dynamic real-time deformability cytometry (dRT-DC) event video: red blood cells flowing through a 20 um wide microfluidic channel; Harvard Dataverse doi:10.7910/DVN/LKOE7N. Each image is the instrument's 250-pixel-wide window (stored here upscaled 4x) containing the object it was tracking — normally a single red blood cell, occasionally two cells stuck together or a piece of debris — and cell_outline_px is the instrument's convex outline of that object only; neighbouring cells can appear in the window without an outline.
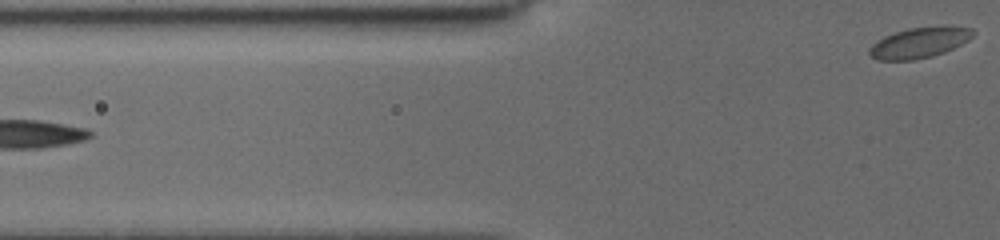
{"species": "common noctule bat (a hibernating species)", "species_latin": "Nyctalus noctula", "temperature_condition": "cold", "stored_images_in_passage": 10, "segment_of_instrument_passage": [2, 2], "camera_frame_rate_fps": 3000, "um_per_image_px": 0.085, "animal": {"sex": "female", "body_mass_g": 19.5, "forearm_length_mm": 54.1}, "frame": {"image": 1, "passage_image": 10, "time_ms": 7.0, "image_size_px": [1000, 240], "cell_outline_px": [[976, 32], [968, 40], [944, 52], [932, 56], [916, 60], [876, 60], [868, 52], [868, 48], [876, 40], [884, 36], [908, 28], [944, 24], [952, 24], [972, 28]], "centroid_in_image_um": [78.17, 3.59], "position_along_channel_um": 47.6, "area_um2": 18.96}}